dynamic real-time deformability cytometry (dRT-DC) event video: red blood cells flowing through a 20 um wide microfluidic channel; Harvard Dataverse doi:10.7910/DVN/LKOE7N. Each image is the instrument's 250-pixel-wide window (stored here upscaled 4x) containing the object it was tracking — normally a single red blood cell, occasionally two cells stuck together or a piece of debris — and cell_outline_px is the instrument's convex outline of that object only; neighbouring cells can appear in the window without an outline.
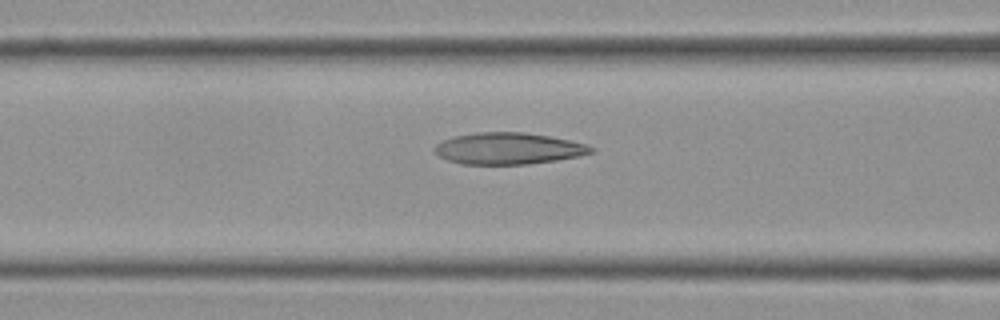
{"species": "Egyptian fruit bat (a non-hibernating species)", "species_latin": "Rousettus aegyptiacus", "temperature_condition": "cold", "stored_images_in_passage": 12, "camera_frame_rate_fps": 3000, "um_per_image_px": 0.085, "frame": {"image": 1, "passage_image": 10, "time_ms": 3.0, "image_size_px": [1000, 320], "cell_outline_px": [[596, 152], [580, 156], [556, 160], [524, 164], [460, 164], [448, 160], [440, 156], [432, 148], [436, 144], [444, 140], [456, 136], [476, 132], [524, 132], [548, 136], [568, 140], [584, 144], [596, 148]], "centroid_in_image_um": [43.22, 12.62], "position_along_channel_um": 123.4, "area_um2": 28.67}}